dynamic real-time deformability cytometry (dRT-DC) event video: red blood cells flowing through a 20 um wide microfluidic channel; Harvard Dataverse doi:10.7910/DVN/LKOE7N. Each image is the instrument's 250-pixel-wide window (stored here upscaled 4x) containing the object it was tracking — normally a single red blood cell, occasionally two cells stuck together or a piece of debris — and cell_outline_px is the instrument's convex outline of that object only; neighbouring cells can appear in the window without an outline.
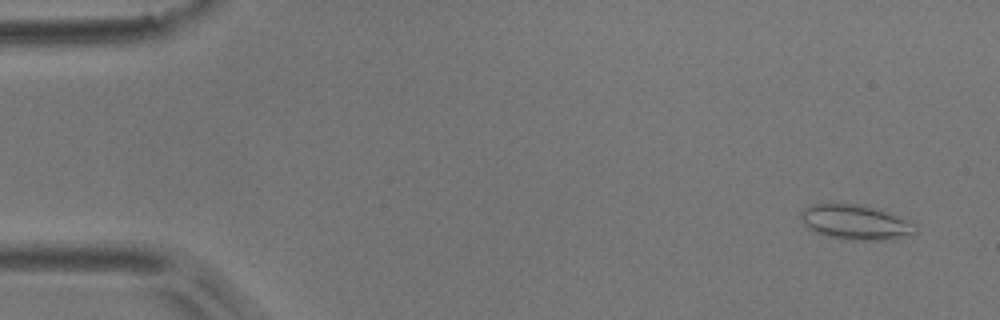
{"species": "common noctule bat (a hibernating species)", "species_latin": "Nyctalus noctula", "temperature_condition": "room temperature", "stored_images_in_passage": 54, "camera_frame_rate_fps": 3000, "um_per_image_px": 0.085, "animal": {"sex": "male", "body_mass_g": 17.9}, "frame": {"image": 1, "passage_image": 3, "time_ms": 0.667, "image_size_px": [1000, 320], "cell_outline_px": [[916, 232], [912, 236], [896, 240], [848, 240], [828, 236], [816, 232], [808, 228], [804, 224], [800, 216], [800, 212], [808, 204], [856, 204], [884, 208], [916, 224]], "centroid_in_image_um": [72.81, 18.89], "position_along_channel_um": 12.2, "area_um2": 23.99}}
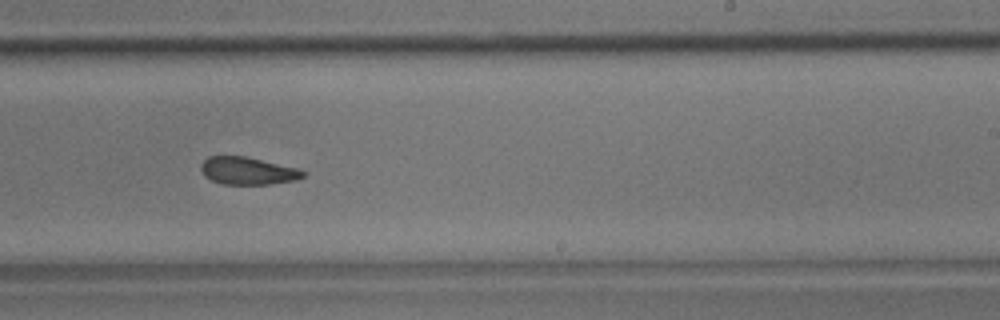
{"frame": {"image": 2, "passage_image": 33, "time_ms": 10.667, "image_size_px": [1000, 320], "cell_outline_px": [[304, 176], [296, 180], [268, 184], [224, 184], [212, 180], [204, 176], [200, 168], [200, 164], [208, 156], [244, 156], [300, 168], [304, 172]], "centroid_in_image_um": [21.05, 14.51], "position_along_channel_um": 268.0, "area_um2": 16.36}}
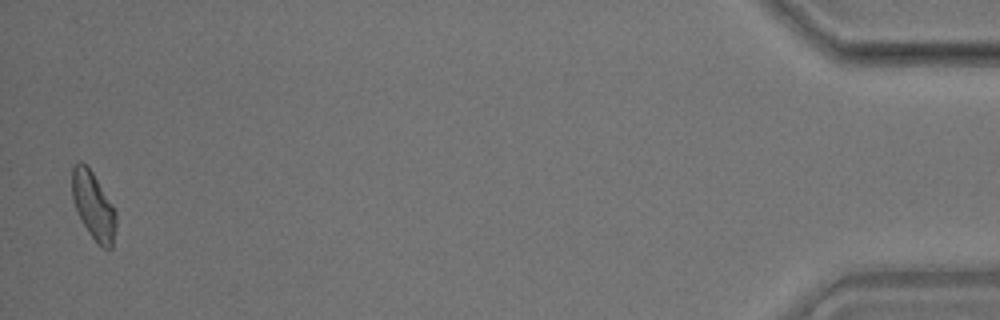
{"frame": {"image": 3, "passage_image": 53, "time_ms": 17.333, "image_size_px": [1000, 320], "cell_outline_px": [[116, 224], [112, 248], [104, 248], [88, 232], [80, 220], [72, 196], [72, 164], [80, 160], [92, 172], [112, 204], [116, 212]], "centroid_in_image_um": [7.92, 17.46], "position_along_channel_um": 427.3, "area_um2": 17.05}, "authors_computed_cell_mechanics": {"area_um2": 17.5134, "velocity_mm_per_s": 3.7207, "shape_relaxation_time_tau1_ms": 6.5342, "shape_relaxation_time_tau2_ms": 2.0466, "deformation_change_tau1": 0.1335, "deformation_change_tau2": 0.0842}}